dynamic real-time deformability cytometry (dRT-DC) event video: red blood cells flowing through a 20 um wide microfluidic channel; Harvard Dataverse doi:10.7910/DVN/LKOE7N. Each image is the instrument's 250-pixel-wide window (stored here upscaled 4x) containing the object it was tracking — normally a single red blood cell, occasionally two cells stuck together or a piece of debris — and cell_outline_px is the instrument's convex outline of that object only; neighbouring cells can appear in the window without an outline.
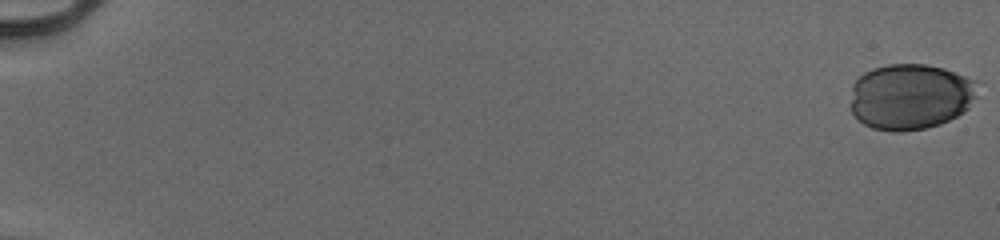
{"species": "human", "species_latin": "Homo sapiens", "temperature_condition": "cold", "stored_images_in_passage": 55, "camera_frame_rate_fps": 3000, "um_per_image_px": 0.085, "donor": {"sex": "male"}, "frame": {"image": 1, "passage_image": 1, "time_ms": 0.0, "image_size_px": [1000, 240], "cell_outline_px": [[976, 96], [968, 108], [964, 112], [940, 124], [924, 128], [900, 132], [892, 132], [872, 128], [864, 124], [852, 112], [852, 84], [864, 72], [872, 68], [888, 64], [924, 64], [944, 68], [976, 80]], "centroid_in_image_um": [77.38, 8.21], "position_along_channel_um": 7.6, "area_um2": 48.84}}
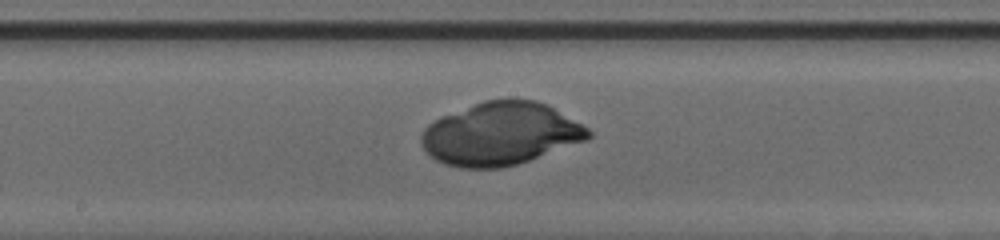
{"frame": {"image": 2, "passage_image": 32, "time_ms": 10.333, "image_size_px": [1000, 240], "cell_outline_px": [[592, 136], [588, 140], [516, 164], [500, 168], [460, 168], [444, 164], [436, 160], [420, 144], [420, 136], [424, 128], [428, 124], [440, 116], [484, 100], [536, 100], [548, 104], [588, 128], [592, 132]], "centroid_in_image_um": [42.53, 11.37], "position_along_channel_um": 205.7, "area_um2": 61.04}}
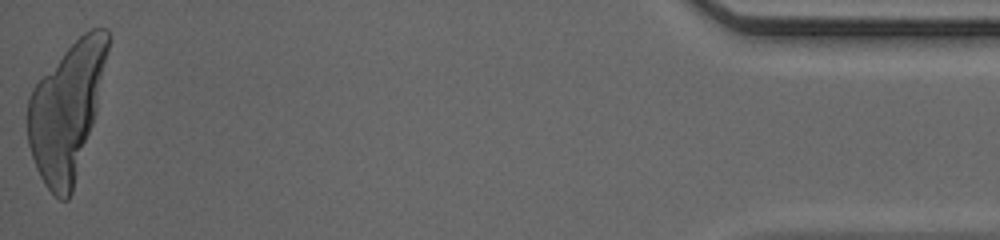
{"frame": {"image": 3, "passage_image": 55, "time_ms": 18.0, "image_size_px": [1000, 240], "cell_outline_px": [[108, 48], [96, 112], [72, 192], [68, 200], [60, 200], [44, 184], [36, 168], [28, 144], [28, 100], [32, 88], [64, 52], [84, 32], [92, 28], [108, 28]], "centroid_in_image_um": [5.65, 9.43], "position_along_channel_um": 429.5, "area_um2": 61.96}}